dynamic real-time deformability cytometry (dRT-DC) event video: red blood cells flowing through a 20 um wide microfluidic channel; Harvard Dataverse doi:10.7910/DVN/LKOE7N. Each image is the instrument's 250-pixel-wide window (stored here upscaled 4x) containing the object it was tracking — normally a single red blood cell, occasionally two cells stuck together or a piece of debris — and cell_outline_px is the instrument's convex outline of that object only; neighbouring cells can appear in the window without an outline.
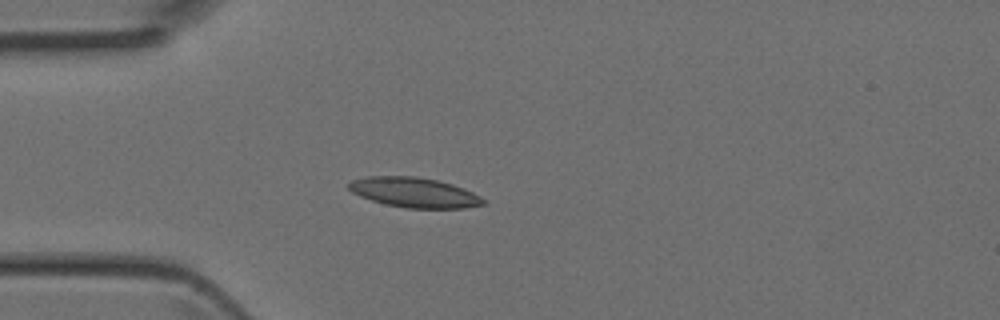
{"species": "Egyptian fruit bat (a non-hibernating species)", "species_latin": "Rousettus aegyptiacus", "temperature_condition": "room temperature", "stored_images_in_passage": 1, "camera_frame_rate_fps": 3000, "um_per_image_px": 0.085, "animal": {"sex": "female"}, "frame": {"image": 1, "passage_image": 1, "time_ms": 0.0, "image_size_px": [1000, 320], "cell_outline_px": [[488, 204], [464, 208], [408, 208], [384, 204], [360, 196], [352, 192], [348, 188], [348, 184], [352, 180], [368, 176], [416, 176], [436, 180], [452, 184], [464, 188], [488, 200]], "centroid_in_image_um": [35.25, 16.36], "position_along_channel_um": 49.7, "area_um2": 23.58}}